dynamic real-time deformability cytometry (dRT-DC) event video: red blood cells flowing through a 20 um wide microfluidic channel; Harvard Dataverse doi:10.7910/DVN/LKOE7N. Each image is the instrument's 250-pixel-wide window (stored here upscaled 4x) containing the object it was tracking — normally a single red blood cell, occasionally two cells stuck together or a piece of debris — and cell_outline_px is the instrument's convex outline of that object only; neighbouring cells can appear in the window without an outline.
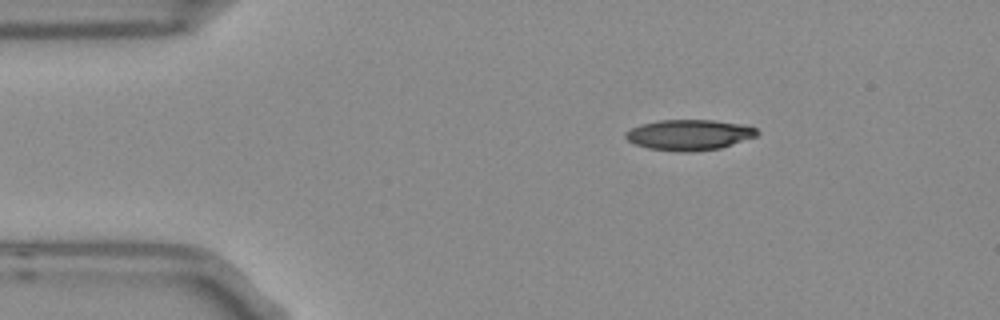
{"species": "Egyptian fruit bat (a non-hibernating species)", "species_latin": "Rousettus aegyptiacus", "temperature_condition": "room temperature", "stored_images_in_passage": 3, "camera_frame_rate_fps": 3000, "um_per_image_px": 0.085, "frame": {"image": 1, "passage_image": 1, "time_ms": 0.0, "image_size_px": [1000, 320], "cell_outline_px": [[760, 132], [756, 136], [720, 148], [688, 152], [684, 152], [648, 148], [636, 144], [628, 140], [624, 136], [624, 132], [640, 124], [660, 120], [712, 120], [740, 124], [756, 128]], "centroid_in_image_um": [58.56, 11.46], "position_along_channel_um": 26.4, "area_um2": 23.24}}